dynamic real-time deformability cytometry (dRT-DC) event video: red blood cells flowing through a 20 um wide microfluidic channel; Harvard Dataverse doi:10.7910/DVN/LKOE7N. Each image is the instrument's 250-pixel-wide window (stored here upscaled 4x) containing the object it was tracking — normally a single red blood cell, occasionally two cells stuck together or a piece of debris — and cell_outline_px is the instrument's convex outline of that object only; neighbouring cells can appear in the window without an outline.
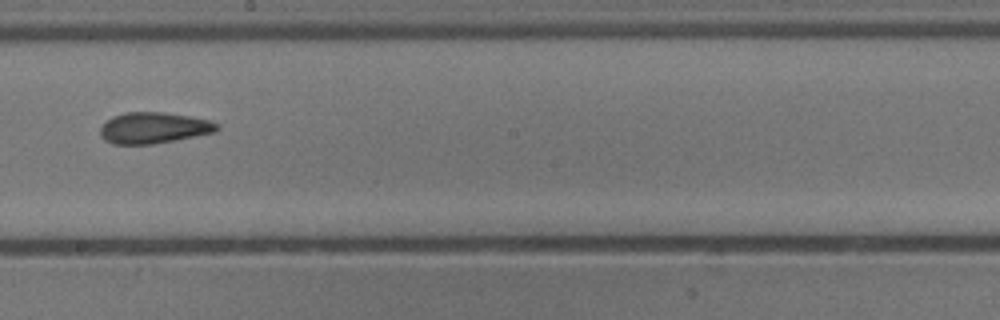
{"species": "common noctule bat (a hibernating species)", "species_latin": "Nyctalus noctula", "temperature_condition": "cold", "stored_images_in_passage": 9, "camera_frame_rate_fps": 3000, "um_per_image_px": 0.085, "animal": {"sex": "male", "body_mass_g": 13.3}, "frame": {"image": 1, "passage_image": 9, "time_ms": 2.667, "image_size_px": [1000, 320], "cell_outline_px": [[220, 128], [216, 132], [152, 144], [112, 144], [104, 140], [100, 136], [100, 128], [112, 116], [124, 112], [164, 112], [212, 120], [220, 124]], "centroid_in_image_um": [13.08, 10.86], "position_along_channel_um": 235.1, "area_um2": 21.27}}